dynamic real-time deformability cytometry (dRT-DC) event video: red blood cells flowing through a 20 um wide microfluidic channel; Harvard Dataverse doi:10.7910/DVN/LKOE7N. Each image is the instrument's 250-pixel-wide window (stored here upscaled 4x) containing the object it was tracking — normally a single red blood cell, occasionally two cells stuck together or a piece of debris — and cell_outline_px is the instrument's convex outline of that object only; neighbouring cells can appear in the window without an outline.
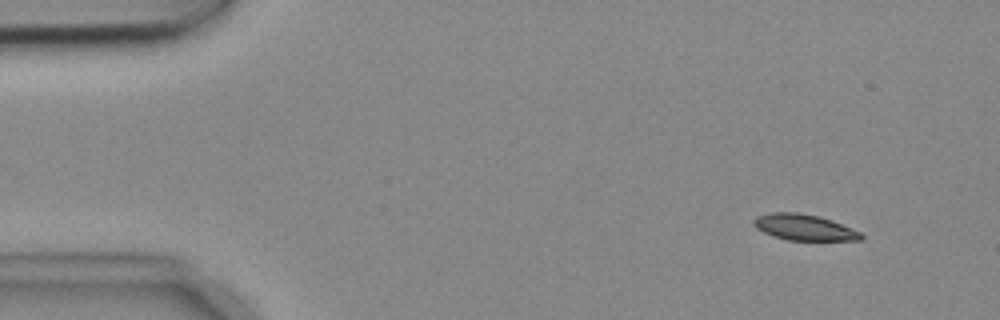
{"species": "common noctule bat (a hibernating species)", "species_latin": "Nyctalus noctula", "temperature_condition": "cold", "stored_images_in_passage": 4, "camera_frame_rate_fps": 3000, "um_per_image_px": 0.085, "animal": {"sex": "female", "body_mass_g": 18.4}, "frame": {"image": 1, "passage_image": 1, "time_ms": 0.0, "image_size_px": [1000, 320], "cell_outline_px": [[864, 236], [860, 240], [788, 240], [772, 236], [756, 228], [752, 224], [752, 220], [756, 216], [772, 212], [796, 212], [816, 216], [832, 220], [852, 228], [860, 232]], "centroid_in_image_um": [68.32, 19.32], "position_along_channel_um": 16.7, "area_um2": 16.24}}
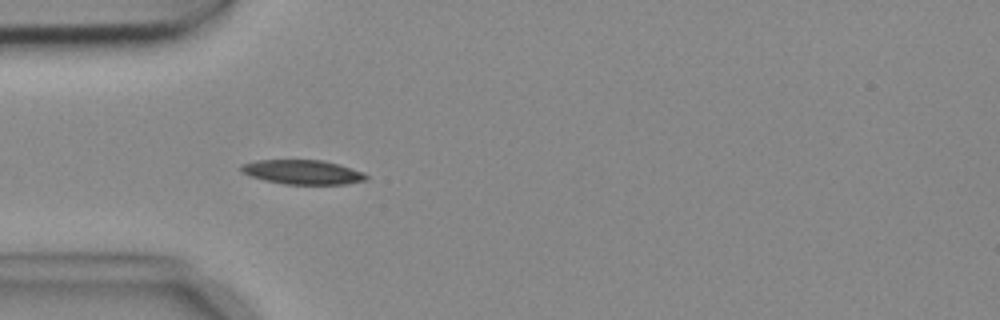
{"frame": {"image": 2, "passage_image": 4, "time_ms": 1.0, "image_size_px": [1000, 320], "cell_outline_px": [[368, 180], [344, 184], [284, 184], [264, 180], [240, 172], [240, 164], [256, 160], [324, 160], [340, 164], [364, 172], [368, 176]], "centroid_in_image_um": [25.73, 14.62], "position_along_channel_um": 59.3, "area_um2": 17.92}}